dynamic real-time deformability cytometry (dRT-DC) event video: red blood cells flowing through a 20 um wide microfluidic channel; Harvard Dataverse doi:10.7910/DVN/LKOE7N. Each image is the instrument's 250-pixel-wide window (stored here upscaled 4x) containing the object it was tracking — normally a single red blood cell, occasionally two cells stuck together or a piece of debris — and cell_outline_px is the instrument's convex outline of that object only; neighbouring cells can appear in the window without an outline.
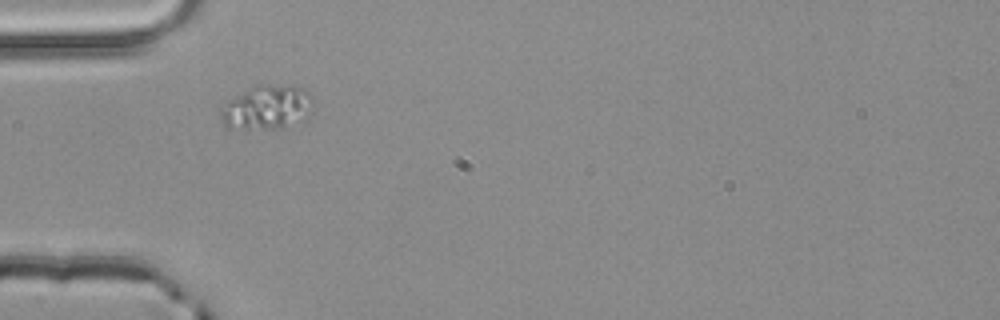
{"species": "common noctule bat (a hibernating species)", "species_latin": "Nyctalus noctula", "temperature_condition": "room temperature", "stored_images_in_passage": 1, "camera_frame_rate_fps": 3000, "um_per_image_px": 0.085, "animal": {"sex": "male", "body_mass_g": 20.4}, "frame": {"image": 1, "passage_image": 1, "time_ms": 0.0, "image_size_px": [1000, 320], "cell_outline_px": [[312, 112], [284, 128], [248, 132], [228, 128], [224, 124], [216, 108], [228, 100], [256, 84], [292, 84], [304, 88], [312, 96]], "centroid_in_image_um": [22.62, 9.14], "position_along_channel_um": 62.4, "area_um2": 24.97}}